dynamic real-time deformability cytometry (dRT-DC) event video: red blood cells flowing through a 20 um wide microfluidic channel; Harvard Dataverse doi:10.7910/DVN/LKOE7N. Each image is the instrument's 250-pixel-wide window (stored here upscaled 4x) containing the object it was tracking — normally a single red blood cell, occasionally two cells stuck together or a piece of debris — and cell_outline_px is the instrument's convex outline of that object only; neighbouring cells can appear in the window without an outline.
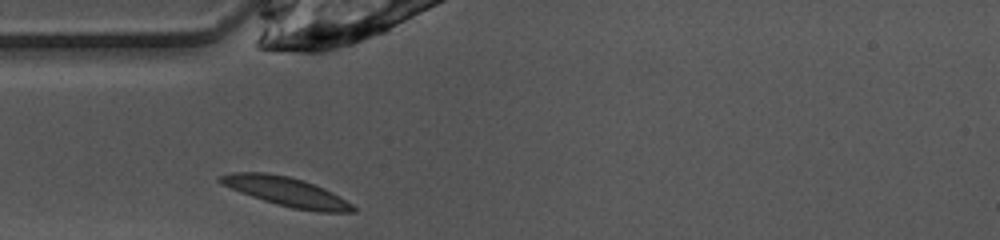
{"species": "common noctule bat (a hibernating species)", "species_latin": "Nyctalus noctula", "temperature_condition": "warm", "stored_images_in_passage": 25, "camera_frame_rate_fps": 3000, "um_per_image_px": 0.085, "animal": {"sex": "female", "body_mass_g": 10.0, "forearm_length_mm": 53.1}, "frame": {"image": 1, "passage_image": 1, "time_ms": 0.0, "image_size_px": [1000, 240], "cell_outline_px": [[356, 212], [320, 212], [292, 208], [276, 204], [240, 192], [216, 180], [220, 176], [232, 172], [268, 172], [288, 176], [304, 180], [324, 188], [332, 192], [352, 204], [356, 208]], "centroid_in_image_um": [24.37, 16.29], "position_along_channel_um": 60.6, "area_um2": 22.37}}
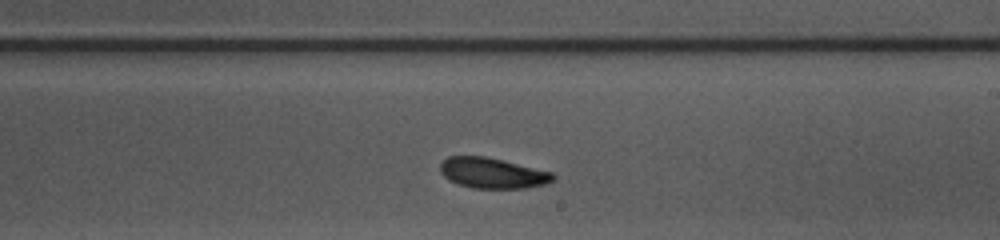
{"frame": {"image": 2, "passage_image": 15, "time_ms": 4.667, "image_size_px": [1000, 240], "cell_outline_px": [[556, 180], [544, 184], [524, 188], [472, 188], [456, 184], [448, 180], [440, 172], [440, 164], [448, 156], [484, 156], [552, 172], [556, 176]], "centroid_in_image_um": [41.84, 14.72], "position_along_channel_um": 247.2, "area_um2": 20.06}}
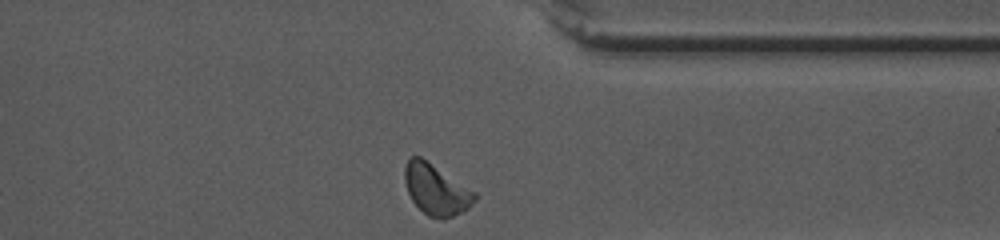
{"frame": {"image": 3, "passage_image": 25, "time_ms": 8.0, "image_size_px": [1000, 240], "cell_outline_px": [[476, 200], [468, 208], [444, 220], [440, 220], [428, 216], [412, 200], [408, 192], [404, 180], [404, 168], [408, 156], [420, 156], [476, 192]], "centroid_in_image_um": [37.05, 16.11], "position_along_channel_um": 374.3, "area_um2": 20.63}, "authors_computed_cell_mechanics": {"area_um2": 20.519, "velocity_mm_per_s": 3.9891, "shape_relaxation_time_tau1_ms": 2.1456, "shape_relaxation_time_tau2_ms": 2.5461, "deformation_change_tau1": 0.0939, "deformation_change_tau2": 0.0799}}